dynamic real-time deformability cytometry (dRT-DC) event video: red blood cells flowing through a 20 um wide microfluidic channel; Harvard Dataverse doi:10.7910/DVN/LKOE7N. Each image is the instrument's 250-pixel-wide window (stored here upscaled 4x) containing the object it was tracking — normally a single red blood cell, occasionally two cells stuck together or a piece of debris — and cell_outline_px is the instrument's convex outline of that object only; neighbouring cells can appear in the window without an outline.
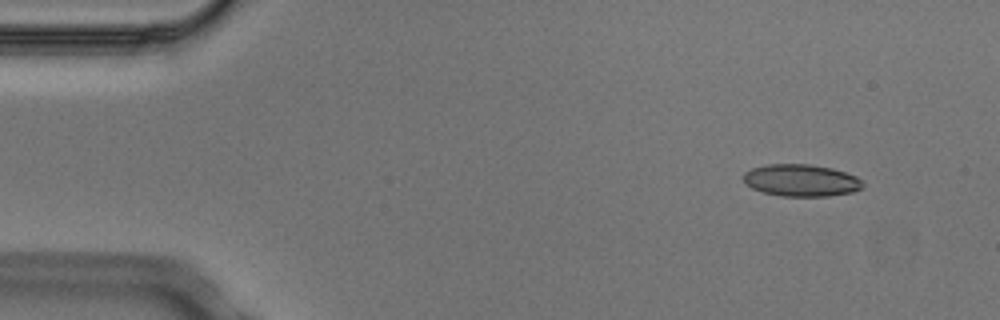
{"species": "Egyptian fruit bat (a non-hibernating species)", "species_latin": "Rousettus aegyptiacus", "temperature_condition": "cold", "stored_images_in_passage": 4, "camera_frame_rate_fps": 3000, "um_per_image_px": 0.085, "animal": {"sex": "male"}, "frame": {"image": 1, "passage_image": 2, "time_ms": 0.333, "image_size_px": [1000, 320], "cell_outline_px": [[864, 188], [852, 192], [828, 196], [780, 196], [764, 192], [752, 188], [744, 180], [744, 172], [752, 168], [768, 164], [808, 164], [832, 168], [856, 176], [864, 184]], "centroid_in_image_um": [68.12, 15.33], "position_along_channel_um": 16.9, "area_um2": 22.2}}